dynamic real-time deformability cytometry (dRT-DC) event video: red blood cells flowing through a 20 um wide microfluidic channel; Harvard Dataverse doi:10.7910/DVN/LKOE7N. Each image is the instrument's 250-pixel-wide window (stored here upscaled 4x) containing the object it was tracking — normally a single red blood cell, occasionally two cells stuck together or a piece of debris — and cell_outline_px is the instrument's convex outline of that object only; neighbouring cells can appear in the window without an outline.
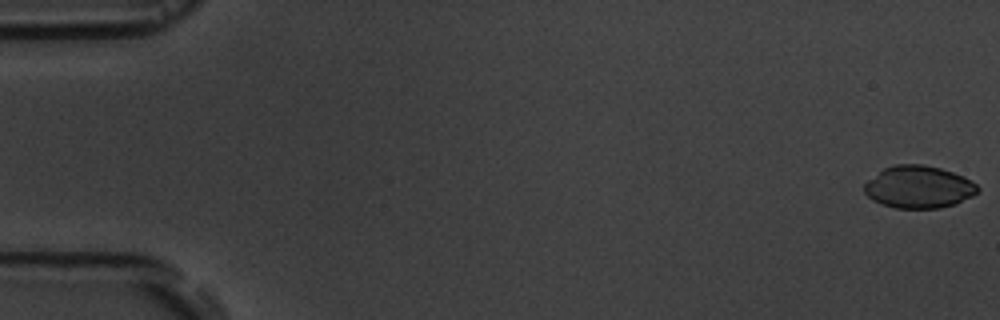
{"species": "common noctule bat (a hibernating species)", "species_latin": "Nyctalus noctula", "temperature_condition": "room temperature", "stored_images_in_passage": 5, "camera_frame_rate_fps": 3000, "um_per_image_px": 0.085, "animal": {"sex": "male", "body_mass_g": 19.5, "forearm_length_mm": 54.6}, "frame": {"image": 1, "passage_image": 1, "time_ms": 0.0, "image_size_px": [1000, 320], "cell_outline_px": [[980, 192], [956, 204], [940, 208], [896, 208], [872, 200], [864, 192], [864, 184], [868, 180], [884, 168], [896, 164], [924, 164], [940, 168], [964, 176], [976, 184], [980, 188]], "centroid_in_image_um": [78.12, 15.89], "position_along_channel_um": 6.9, "area_um2": 28.03}}
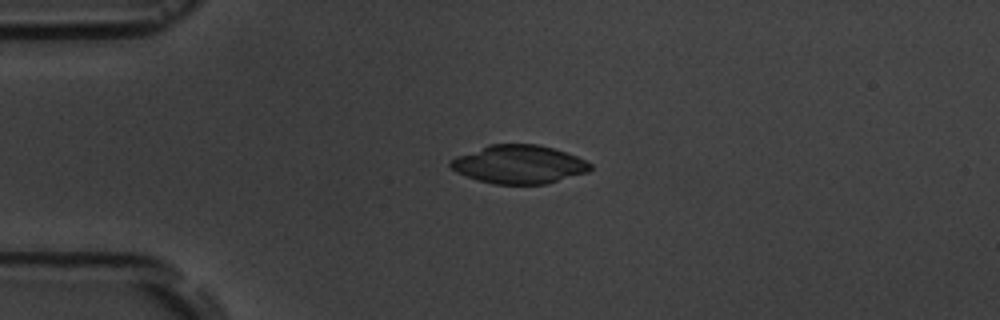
{"frame": {"image": 2, "passage_image": 4, "time_ms": 4.333, "image_size_px": [1000, 320], "cell_outline_px": [[592, 168], [588, 172], [548, 184], [496, 184], [480, 180], [456, 172], [448, 164], [456, 156], [488, 144], [536, 144], [552, 148], [576, 156], [592, 164]], "centroid_in_image_um": [44.12, 13.97], "position_along_channel_um": 40.9, "area_um2": 31.15}}